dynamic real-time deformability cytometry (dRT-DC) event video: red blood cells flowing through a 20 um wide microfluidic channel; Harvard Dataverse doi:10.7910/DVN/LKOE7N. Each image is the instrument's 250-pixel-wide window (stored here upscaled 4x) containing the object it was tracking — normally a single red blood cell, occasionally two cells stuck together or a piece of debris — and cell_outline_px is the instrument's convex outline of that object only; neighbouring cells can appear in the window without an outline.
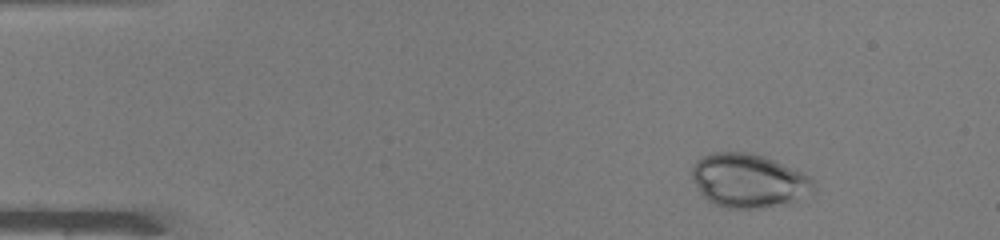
{"species": "common noctule bat (a hibernating species)", "species_latin": "Nyctalus noctula", "temperature_condition": "warm", "stored_images_in_passage": 44, "camera_frame_rate_fps": 3000, "um_per_image_px": 0.085, "animal": {"sex": "male", "body_mass_g": 19.0, "forearm_length_mm": 50.8}, "frame": {"image": 1, "passage_image": 1, "time_ms": 0.0, "image_size_px": [1000, 240], "cell_outline_px": [[816, 192], [792, 204], [764, 208], [728, 208], [716, 204], [708, 200], [700, 192], [692, 176], [692, 168], [696, 160], [704, 156], [716, 152], [752, 152], [764, 156], [800, 172], [808, 176], [812, 180], [816, 188]], "centroid_in_image_um": [63.69, 15.38], "position_along_channel_um": 21.3, "area_um2": 38.32}}
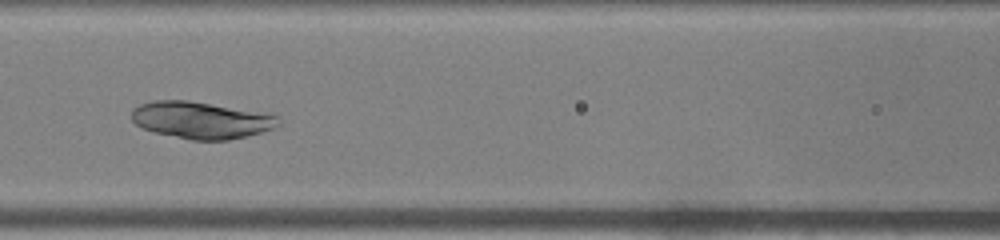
{"frame": {"image": 2, "passage_image": 17, "time_ms": 5.333, "image_size_px": [1000, 240], "cell_outline_px": [[280, 124], [272, 128], [260, 132], [228, 140], [192, 140], [152, 132], [136, 124], [132, 120], [132, 108], [140, 104], [152, 100], [188, 100], [280, 116]], "centroid_in_image_um": [17.04, 10.21], "position_along_channel_um": 149.6, "area_um2": 31.27}}
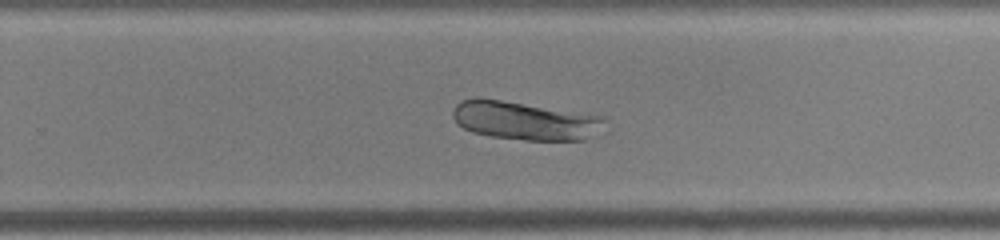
{"frame": {"image": 3, "passage_image": 27, "time_ms": 8.667, "image_size_px": [1000, 240], "cell_outline_px": [[608, 132], [584, 140], [524, 140], [492, 136], [472, 132], [456, 124], [452, 116], [452, 112], [456, 104], [460, 100], [480, 96], [604, 116], [608, 120]], "centroid_in_image_um": [44.71, 10.25], "position_along_channel_um": 285.1, "area_um2": 35.2}}